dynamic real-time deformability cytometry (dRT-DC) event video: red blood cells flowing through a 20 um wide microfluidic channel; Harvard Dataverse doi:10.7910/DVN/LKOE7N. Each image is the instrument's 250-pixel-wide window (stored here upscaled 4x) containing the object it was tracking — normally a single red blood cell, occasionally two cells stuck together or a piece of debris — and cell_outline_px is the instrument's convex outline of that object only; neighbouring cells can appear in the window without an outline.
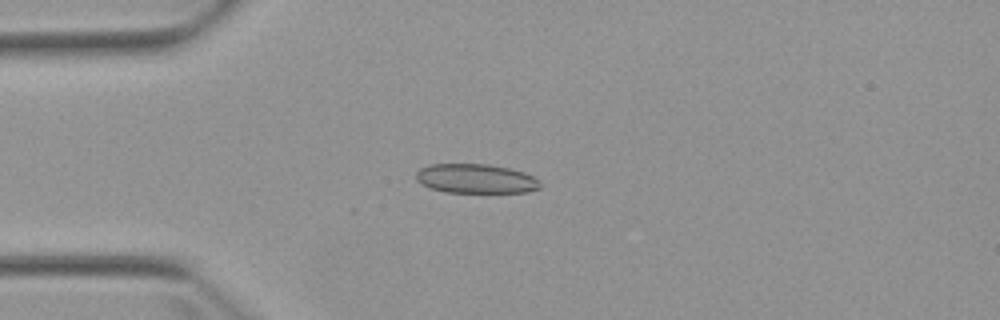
{"species": "Egyptian fruit bat (a non-hibernating species)", "species_latin": "Rousettus aegyptiacus", "temperature_condition": "warm", "stored_images_in_passage": 5, "camera_frame_rate_fps": 3000, "um_per_image_px": 0.085, "animal": {"sex": "female"}, "frame": {"image": 1, "passage_image": 2, "time_ms": 1.333, "image_size_px": [1000, 320], "cell_outline_px": [[540, 188], [528, 192], [444, 192], [428, 188], [416, 180], [416, 172], [420, 168], [432, 164], [488, 164], [508, 168], [524, 172], [532, 176], [540, 184]], "centroid_in_image_um": [40.4, 15.19], "position_along_channel_um": 44.6, "area_um2": 21.15}}
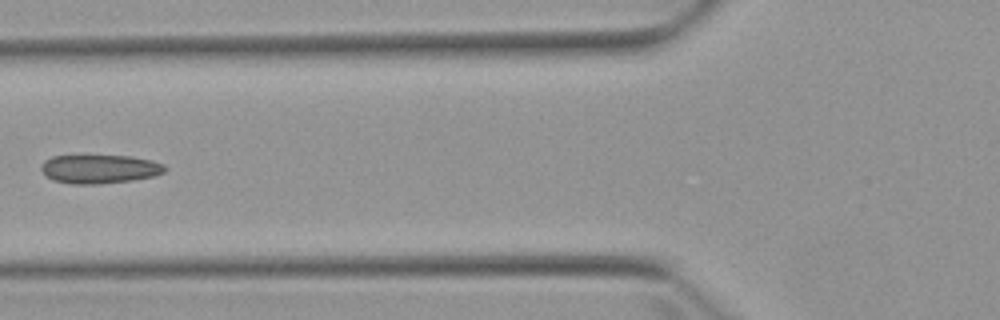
{"frame": {"image": 2, "passage_image": 4, "time_ms": 3.667, "image_size_px": [1000, 320], "cell_outline_px": [[168, 168], [164, 172], [152, 176], [132, 180], [100, 184], [72, 184], [52, 180], [40, 168], [40, 164], [44, 160], [52, 156], [132, 156], [152, 160], [164, 164]], "centroid_in_image_um": [8.47, 14.36], "position_along_channel_um": 117.3, "area_um2": 20.75}}
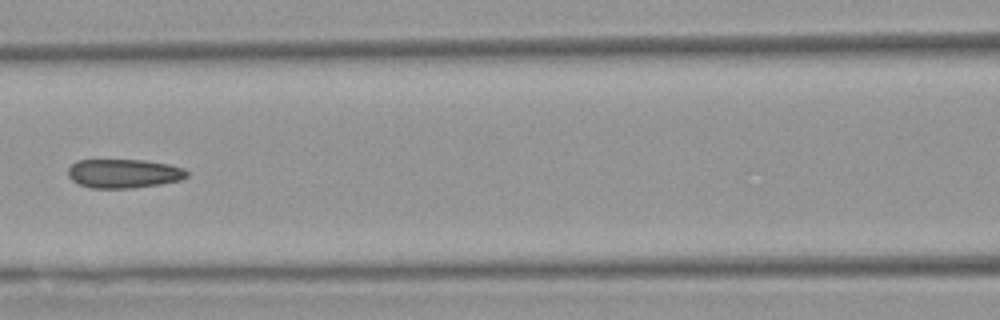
{"frame": {"image": 3, "passage_image": 5, "time_ms": 4.667, "image_size_px": [1000, 320], "cell_outline_px": [[188, 176], [180, 180], [160, 184], [132, 188], [92, 188], [80, 184], [72, 180], [68, 176], [68, 168], [76, 160], [144, 160], [168, 164], [184, 168], [188, 172]], "centroid_in_image_um": [10.52, 14.74], "position_along_channel_um": 156.1, "area_um2": 20.06}}